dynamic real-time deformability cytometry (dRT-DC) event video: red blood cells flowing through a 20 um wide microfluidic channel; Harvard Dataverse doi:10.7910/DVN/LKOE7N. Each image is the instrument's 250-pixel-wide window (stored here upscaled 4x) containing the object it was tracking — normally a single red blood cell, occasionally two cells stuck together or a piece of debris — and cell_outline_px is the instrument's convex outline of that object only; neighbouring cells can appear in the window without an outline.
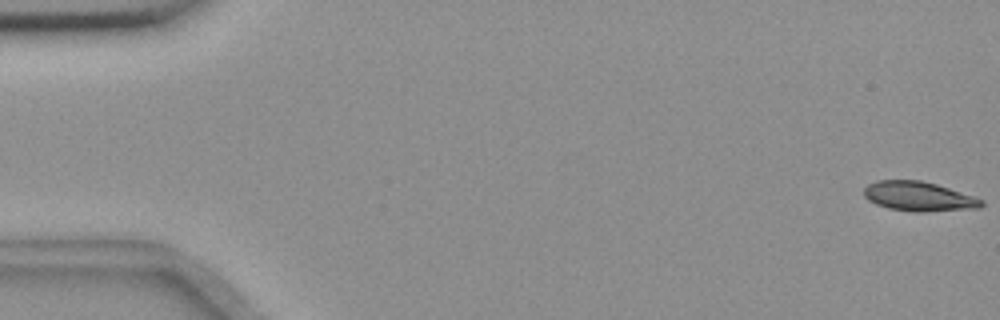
{"species": "common noctule bat (a hibernating species)", "species_latin": "Nyctalus noctula", "temperature_condition": "room temperature", "stored_images_in_passage": 56, "camera_frame_rate_fps": 3000, "um_per_image_px": 0.085, "animal": {"sex": "female", "body_mass_g": 18.4}, "frame": {"image": 1, "passage_image": 1, "time_ms": 0.0, "image_size_px": [1000, 320], "cell_outline_px": [[984, 204], [980, 208], [924, 212], [912, 212], [888, 208], [876, 204], [868, 200], [864, 196], [864, 188], [868, 184], [876, 180], [920, 180], [936, 184], [984, 200]], "centroid_in_image_um": [78.07, 16.7], "position_along_channel_um": 6.9, "area_um2": 20.23}}
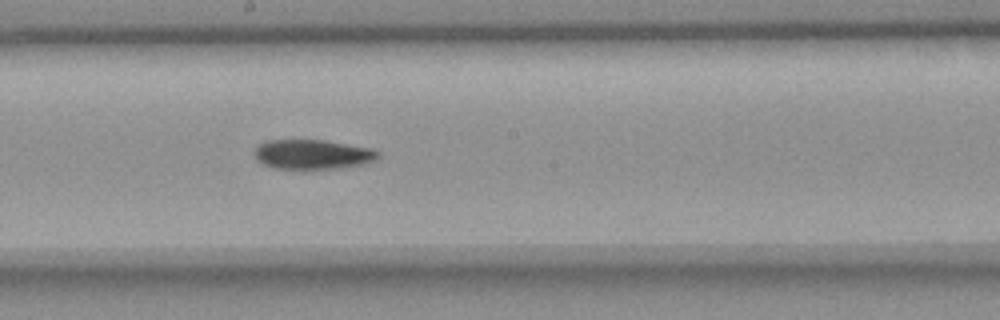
{"frame": {"image": 2, "passage_image": 31, "time_ms": 10.0, "image_size_px": [1000, 320], "cell_outline_px": [[380, 156], [372, 160], [360, 164], [336, 168], [272, 168], [256, 160], [252, 152], [264, 140], [324, 140], [372, 148], [380, 152]], "centroid_in_image_um": [26.51, 13.1], "position_along_channel_um": 221.7, "area_um2": 21.15}}
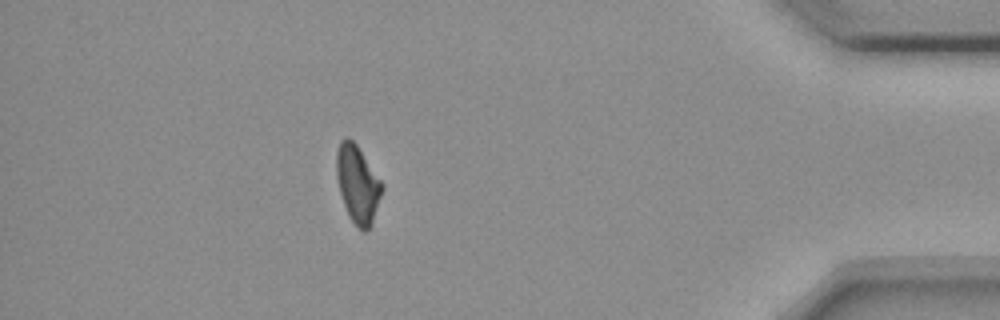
{"frame": {"image": 3, "passage_image": 50, "time_ms": 16.333, "image_size_px": [1000, 320], "cell_outline_px": [[384, 188], [372, 224], [364, 232], [348, 216], [340, 192], [336, 176], [336, 152], [340, 140], [348, 136], [356, 144], [384, 184]], "centroid_in_image_um": [30.4, 15.63], "position_along_channel_um": 404.8, "area_um2": 20.58}}